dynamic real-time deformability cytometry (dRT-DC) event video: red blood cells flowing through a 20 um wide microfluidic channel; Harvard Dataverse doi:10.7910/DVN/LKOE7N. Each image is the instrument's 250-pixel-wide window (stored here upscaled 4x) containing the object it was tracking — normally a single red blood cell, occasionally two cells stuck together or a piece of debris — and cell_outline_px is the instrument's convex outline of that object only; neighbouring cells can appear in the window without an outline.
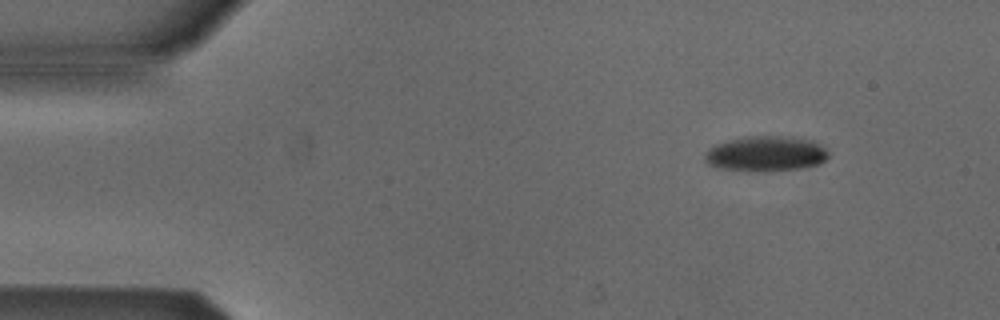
{"species": "Egyptian fruit bat (a non-hibernating species)", "species_latin": "Rousettus aegyptiacus", "temperature_condition": "cold", "stored_images_in_passage": 5, "camera_frame_rate_fps": 3000, "um_per_image_px": 0.085, "animal": {"sex": "male"}, "frame": {"image": 1, "passage_image": 1, "time_ms": 0.0, "image_size_px": [1000, 320], "cell_outline_px": [[828, 156], [820, 164], [800, 168], [768, 172], [748, 172], [720, 168], [708, 164], [704, 160], [704, 156], [716, 144], [728, 140], [748, 136], [780, 136], [812, 140], [820, 144], [828, 152]], "centroid_in_image_um": [65.1, 13.09], "position_along_channel_um": 19.9, "area_um2": 25.49}}
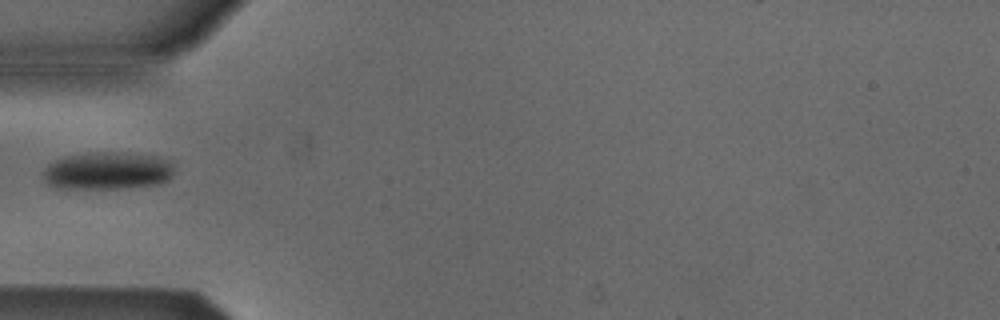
{"frame": {"image": 2, "passage_image": 4, "time_ms": 3.667, "image_size_px": [1000, 320], "cell_outline_px": [[172, 176], [168, 180], [160, 184], [116, 188], [60, 188], [48, 184], [44, 180], [44, 172], [48, 164], [52, 160], [64, 156], [88, 152], [112, 152], [160, 156], [172, 160]], "centroid_in_image_um": [9.15, 14.5], "position_along_channel_um": 75.9, "area_um2": 28.84}}